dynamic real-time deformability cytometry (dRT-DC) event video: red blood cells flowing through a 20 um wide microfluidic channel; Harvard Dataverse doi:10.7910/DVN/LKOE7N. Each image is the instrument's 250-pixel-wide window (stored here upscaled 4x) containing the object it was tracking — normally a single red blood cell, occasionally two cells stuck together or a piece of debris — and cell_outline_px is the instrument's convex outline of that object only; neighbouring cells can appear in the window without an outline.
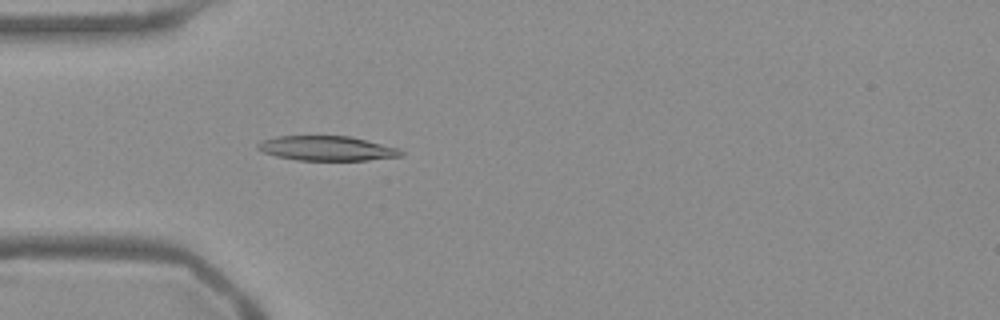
{"species": "Egyptian fruit bat (a non-hibernating species)", "species_latin": "Rousettus aegyptiacus", "temperature_condition": "warm", "stored_images_in_passage": 42, "camera_frame_rate_fps": 3000, "um_per_image_px": 0.085, "frame": {"image": 1, "passage_image": 12, "time_ms": 3.667, "image_size_px": [1000, 320], "cell_outline_px": [[404, 156], [368, 160], [296, 160], [276, 156], [264, 152], [256, 148], [256, 144], [264, 140], [276, 136], [348, 136], [396, 148], [404, 152]], "centroid_in_image_um": [27.75, 12.61], "position_along_channel_um": 57.3, "area_um2": 20.35}}
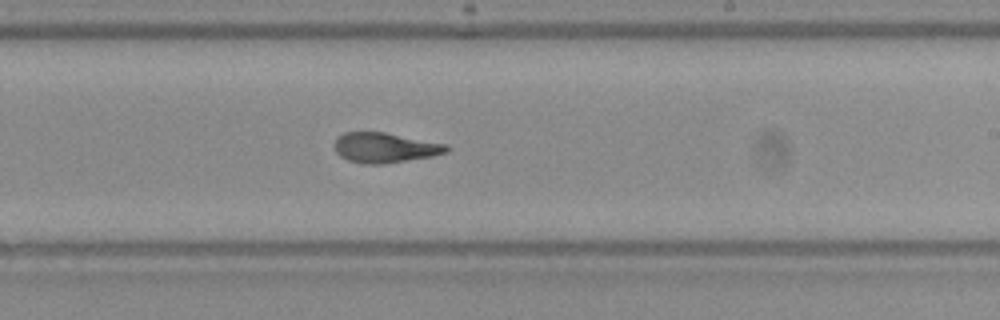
{"frame": {"image": 2, "passage_image": 28, "time_ms": 9.0, "image_size_px": [1000, 320], "cell_outline_px": [[452, 148], [448, 152], [432, 156], [384, 164], [364, 164], [348, 160], [340, 156], [336, 152], [332, 144], [336, 136], [344, 132], [384, 132], [448, 144]], "centroid_in_image_um": [32.7, 12.55], "position_along_channel_um": 256.3, "area_um2": 19.94}}
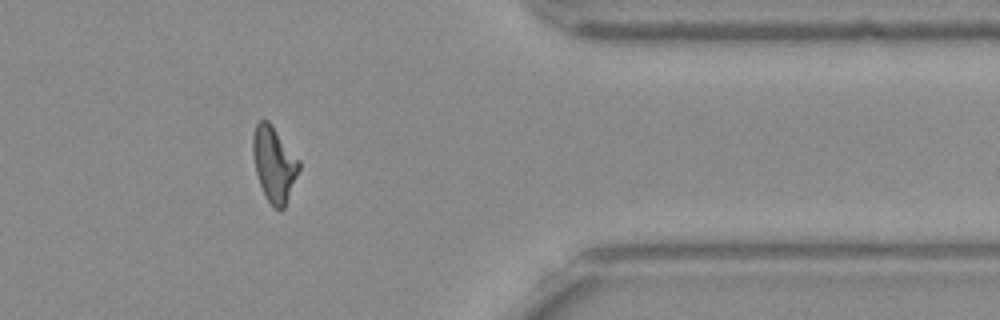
{"frame": {"image": 3, "passage_image": 40, "time_ms": 13.0, "image_size_px": [1000, 320], "cell_outline_px": [[300, 168], [284, 208], [276, 208], [264, 196], [256, 172], [252, 152], [252, 136], [256, 124], [260, 120], [268, 120], [272, 124], [300, 160]], "centroid_in_image_um": [23.29, 13.9], "position_along_channel_um": 388.1, "area_um2": 20.11}, "authors_computed_cell_mechanics": {"area_um2": 20.1144, "velocity_mm_per_s": 3.7862, "shape_relaxation_time_tau1_ms": 8.209, "shape_relaxation_time_tau2_ms": 1.5375, "deformation_change_tau1": 0.2325, "deformation_change_tau2": 0.0727}}